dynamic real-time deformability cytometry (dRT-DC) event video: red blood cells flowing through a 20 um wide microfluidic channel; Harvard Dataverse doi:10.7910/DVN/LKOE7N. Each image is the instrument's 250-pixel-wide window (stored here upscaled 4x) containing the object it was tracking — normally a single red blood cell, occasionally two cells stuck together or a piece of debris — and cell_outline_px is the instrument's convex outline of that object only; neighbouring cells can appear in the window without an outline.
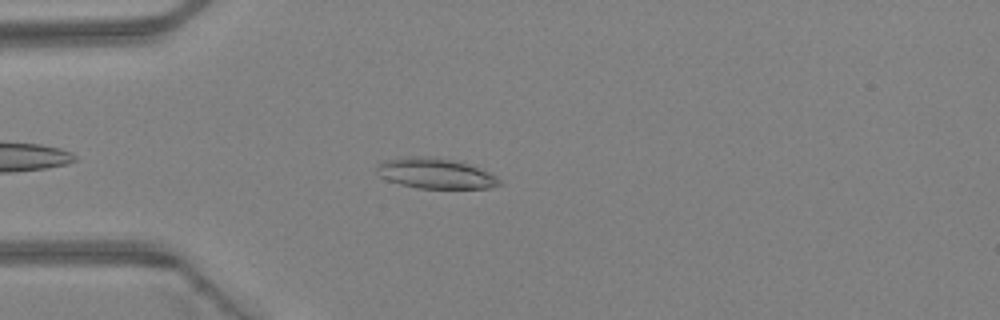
{"species": "Egyptian fruit bat (a non-hibernating species)", "species_latin": "Rousettus aegyptiacus", "temperature_condition": "warm", "stored_images_in_passage": 32, "camera_frame_rate_fps": 3000, "um_per_image_px": 0.085, "animal": {"sex": "female"}, "frame": {"image": 1, "passage_image": 5, "time_ms": 1.333, "image_size_px": [1000, 320], "cell_outline_px": [[500, 184], [492, 188], [416, 188], [400, 184], [376, 176], [376, 164], [380, 160], [408, 156], [436, 156], [460, 160], [488, 172], [496, 176], [500, 180]], "centroid_in_image_um": [36.94, 14.71], "position_along_channel_um": 48.1, "area_um2": 22.31}}
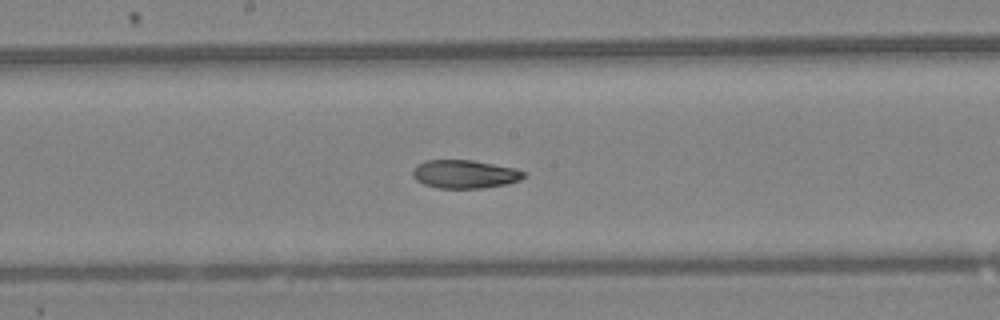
{"frame": {"image": 2, "passage_image": 17, "time_ms": 5.333, "image_size_px": [1000, 320], "cell_outline_px": [[528, 176], [520, 180], [508, 184], [480, 188], [440, 188], [424, 184], [416, 180], [412, 176], [412, 172], [416, 164], [424, 160], [472, 160], [516, 168], [524, 172]], "centroid_in_image_um": [39.51, 14.79], "position_along_channel_um": 208.7, "area_um2": 18.5}}
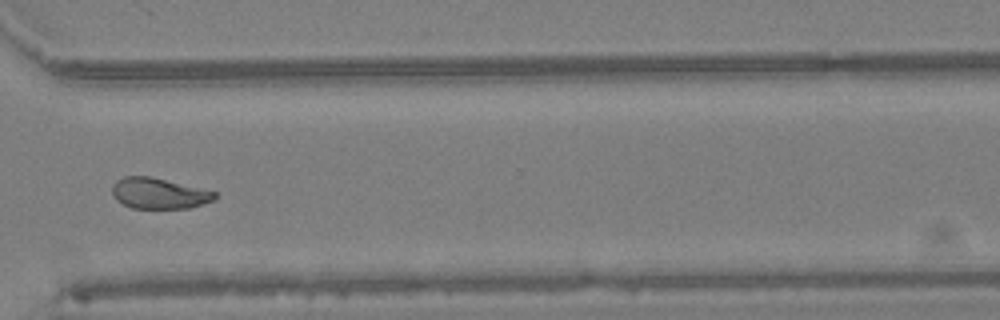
{"frame": {"image": 3, "passage_image": 27, "time_ms": 8.667, "image_size_px": [1000, 320], "cell_outline_px": [[220, 196], [216, 200], [188, 208], [132, 208], [116, 200], [112, 192], [112, 184], [116, 180], [124, 176], [152, 176], [216, 192]], "centroid_in_image_um": [13.52, 16.43], "position_along_channel_um": 357.1, "area_um2": 18.55}, "authors_computed_cell_mechanics": {"area_um2": 19.074, "velocity_mm_per_s": 4.4277, "shape_relaxation_time_tau1_ms": 4.7984, "shape_relaxation_time_tau2_ms": 4.208, "deformation_change_tau1": 0.168, "deformation_change_tau2": 0.1111}}